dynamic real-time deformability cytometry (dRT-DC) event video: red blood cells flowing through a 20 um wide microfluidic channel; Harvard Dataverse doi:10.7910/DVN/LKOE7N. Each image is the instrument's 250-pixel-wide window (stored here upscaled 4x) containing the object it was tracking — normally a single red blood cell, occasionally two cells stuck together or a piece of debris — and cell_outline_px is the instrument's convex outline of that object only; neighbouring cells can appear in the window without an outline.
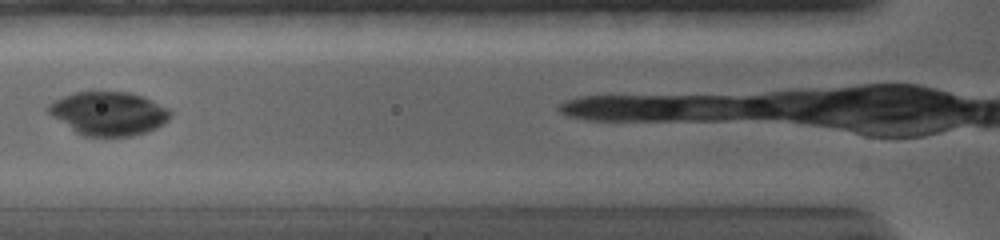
{"species": "common noctule bat (a hibernating species)", "species_latin": "Nyctalus noctula", "temperature_condition": "warm", "stored_images_in_passage": 6, "camera_frame_rate_fps": 5000, "um_per_image_px": 0.085, "animal": {"sex": "female", "body_mass_g": 19.0, "forearm_length_mm": 56.7}, "frame": {"image": 1, "passage_image": 3, "time_ms": 1.8, "image_size_px": [1000, 240], "cell_outline_px": [[172, 112], [168, 120], [164, 124], [156, 128], [132, 136], [84, 136], [76, 132], [52, 116], [48, 112], [48, 104], [52, 100], [76, 92], [128, 92], [144, 96], [168, 108]], "centroid_in_image_um": [9.24, 9.64], "position_along_channel_um": 116.6, "area_um2": 30.87}}
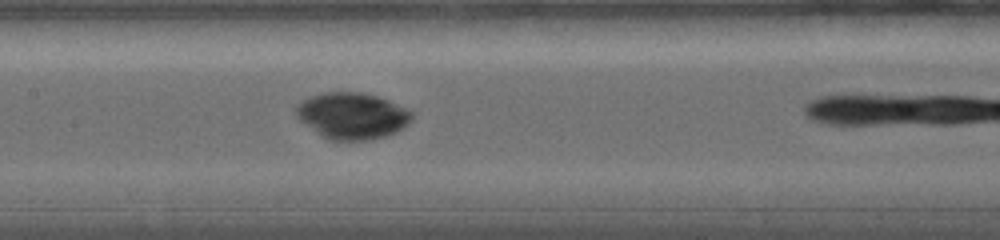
{"frame": {"image": 2, "passage_image": 5, "time_ms": 3.4, "image_size_px": [1000, 240], "cell_outline_px": [[412, 120], [404, 128], [396, 132], [372, 140], [328, 140], [316, 132], [300, 120], [296, 116], [296, 104], [308, 96], [324, 92], [360, 92], [376, 96], [388, 100], [408, 108], [412, 112]], "centroid_in_image_um": [29.94, 9.84], "position_along_channel_um": 177.5, "area_um2": 31.5}}
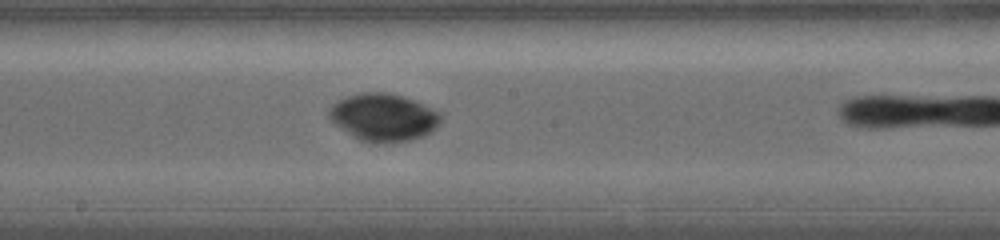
{"frame": {"image": 3, "passage_image": 6, "time_ms": 4.4, "image_size_px": [1000, 240], "cell_outline_px": [[440, 120], [436, 128], [432, 132], [424, 136], [408, 140], [376, 144], [372, 144], [360, 140], [336, 124], [328, 116], [328, 108], [332, 104], [348, 96], [364, 92], [384, 92], [400, 96], [424, 104], [440, 112]], "centroid_in_image_um": [32.6, 9.98], "position_along_channel_um": 215.6, "area_um2": 30.69}}